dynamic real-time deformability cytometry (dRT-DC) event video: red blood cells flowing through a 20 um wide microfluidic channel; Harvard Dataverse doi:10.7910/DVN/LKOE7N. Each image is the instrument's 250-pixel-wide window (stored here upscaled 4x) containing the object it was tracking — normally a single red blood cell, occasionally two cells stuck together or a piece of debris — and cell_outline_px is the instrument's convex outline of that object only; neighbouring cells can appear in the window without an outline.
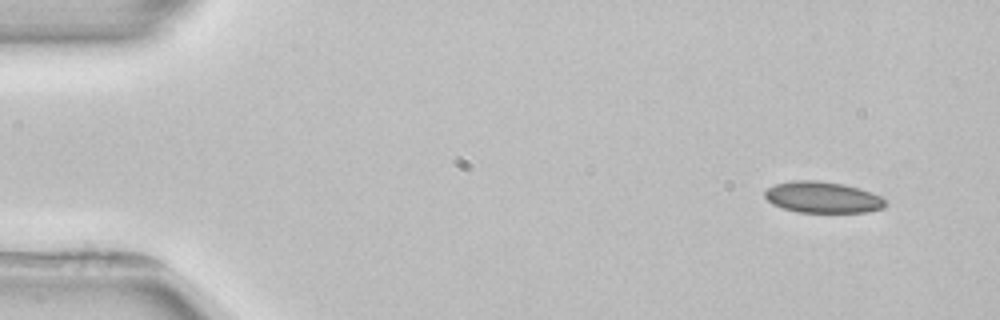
{"species": "common noctule bat (a hibernating species)", "species_latin": "Nyctalus noctula", "temperature_condition": "room temperature", "stored_images_in_passage": 3, "camera_frame_rate_fps": 3000, "um_per_image_px": 0.085, "animal": {"sex": "female", "body_mass_g": 22.7, "forearm_length_mm": 54.2}, "frame": {"image": 1, "passage_image": 1, "time_ms": 0.0, "image_size_px": [1000, 320], "cell_outline_px": [[888, 204], [884, 208], [868, 212], [796, 212], [772, 204], [764, 196], [764, 192], [768, 188], [776, 184], [792, 180], [816, 180], [844, 184], [872, 192], [880, 196]], "centroid_in_image_um": [69.94, 16.77], "position_along_channel_um": 15.1, "area_um2": 22.02}}